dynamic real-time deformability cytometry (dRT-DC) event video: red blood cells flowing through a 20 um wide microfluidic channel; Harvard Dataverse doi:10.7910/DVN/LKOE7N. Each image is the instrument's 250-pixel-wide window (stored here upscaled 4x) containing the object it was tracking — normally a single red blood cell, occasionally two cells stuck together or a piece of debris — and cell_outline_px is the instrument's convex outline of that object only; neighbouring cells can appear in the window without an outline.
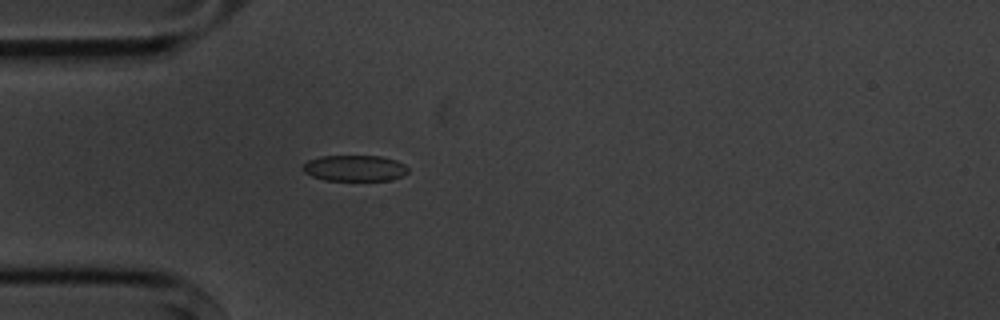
{"species": "common noctule bat (a hibernating species)", "species_latin": "Nyctalus noctula", "temperature_condition": "cold", "stored_images_in_passage": 6, "camera_frame_rate_fps": 3000, "um_per_image_px": 0.085, "animal": {"sex": "male", "body_mass_g": 20.1, "forearm_length_mm": 53.5}, "frame": {"image": 1, "passage_image": 6, "time_ms": 6.333, "image_size_px": [1000, 320], "cell_outline_px": [[408, 172], [392, 180], [324, 180], [312, 176], [304, 172], [300, 168], [308, 160], [320, 156], [380, 156], [396, 160], [404, 164], [408, 168]], "centroid_in_image_um": [30.12, 14.29], "position_along_channel_um": 54.9, "area_um2": 15.95}}